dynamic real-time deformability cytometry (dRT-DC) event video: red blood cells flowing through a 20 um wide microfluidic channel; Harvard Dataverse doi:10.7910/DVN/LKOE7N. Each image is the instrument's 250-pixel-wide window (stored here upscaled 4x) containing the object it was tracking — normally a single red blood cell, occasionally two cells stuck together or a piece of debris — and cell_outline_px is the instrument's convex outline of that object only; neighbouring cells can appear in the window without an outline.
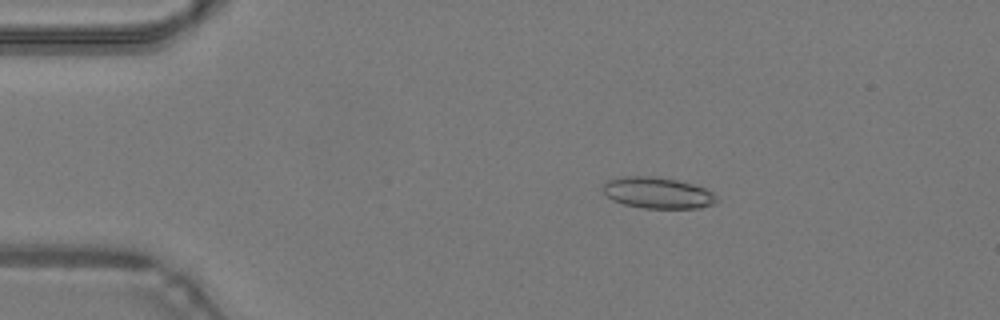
{"species": "common noctule bat (a hibernating species)", "species_latin": "Nyctalus noctula", "temperature_condition": "warm", "stored_images_in_passage": 41, "camera_frame_rate_fps": 3000, "um_per_image_px": 0.085, "animal": {"sex": "male", "body_mass_g": 19.2, "forearm_length_mm": 51.8}, "frame": {"image": 1, "passage_image": 2, "time_ms": 0.333, "image_size_px": [1000, 320], "cell_outline_px": [[720, 200], [712, 204], [700, 208], [644, 208], [624, 204], [612, 200], [604, 192], [604, 184], [608, 180], [620, 176], [656, 176], [676, 180], [692, 184], [704, 188], [712, 192]], "centroid_in_image_um": [55.91, 16.39], "position_along_channel_um": 29.1, "area_um2": 20.63}}
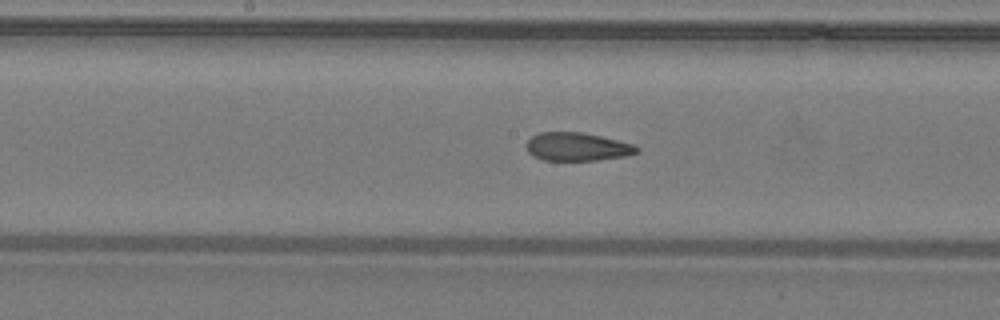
{"frame": {"image": 2, "passage_image": 18, "time_ms": 5.667, "image_size_px": [1000, 320], "cell_outline_px": [[640, 152], [628, 156], [596, 160], [544, 160], [532, 156], [528, 152], [524, 144], [532, 136], [540, 132], [584, 132], [632, 144], [640, 148]], "centroid_in_image_um": [49.05, 12.48], "position_along_channel_um": 199.2, "area_um2": 18.32}}
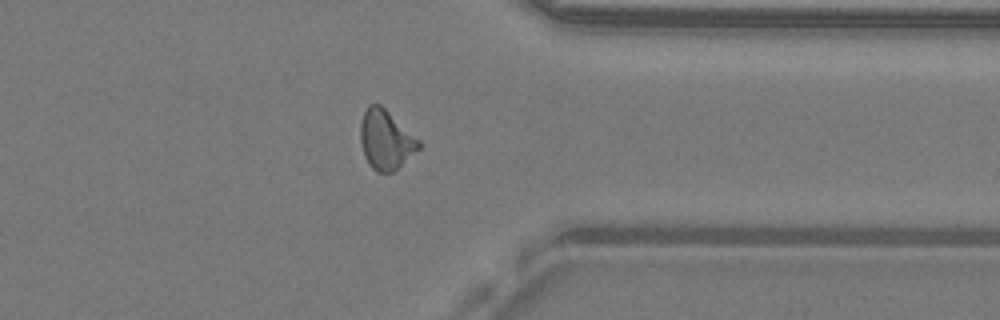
{"frame": {"image": 3, "passage_image": 31, "time_ms": 10.0, "image_size_px": [1000, 320], "cell_outline_px": [[420, 148], [392, 172], [376, 172], [368, 164], [364, 156], [360, 140], [360, 124], [364, 112], [368, 104], [380, 104], [420, 140]], "centroid_in_image_um": [32.77, 11.87], "position_along_channel_um": 378.6, "area_um2": 20.06}, "authors_computed_cell_mechanics": {"area_um2": 19.363, "velocity_mm_per_s": 4.2958, "shape_relaxation_time_tau1_ms": null, "shape_relaxation_time_tau2_ms": 1.529, "deformation_change_tau1": null, "deformation_change_tau2": 0.0729}}